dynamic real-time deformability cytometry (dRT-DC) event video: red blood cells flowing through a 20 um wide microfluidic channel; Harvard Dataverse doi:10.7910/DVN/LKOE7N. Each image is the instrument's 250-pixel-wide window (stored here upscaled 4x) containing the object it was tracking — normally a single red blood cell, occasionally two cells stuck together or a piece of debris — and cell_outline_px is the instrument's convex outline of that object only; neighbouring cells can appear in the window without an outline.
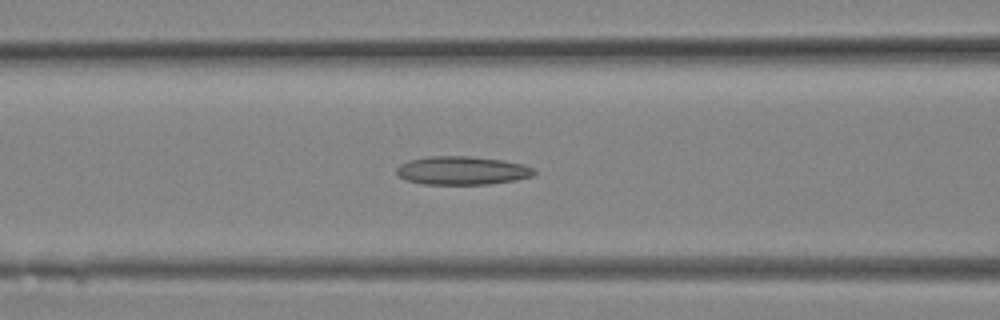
{"species": "Egyptian fruit bat (a non-hibernating species)", "species_latin": "Rousettus aegyptiacus", "temperature_condition": "room temperature", "stored_images_in_passage": 12, "camera_frame_rate_fps": 3000, "um_per_image_px": 0.085, "animal": {"sex": "female"}, "frame": {"image": 1, "passage_image": 10, "time_ms": 3.0, "image_size_px": [1000, 320], "cell_outline_px": [[536, 172], [532, 176], [516, 180], [488, 184], [424, 184], [404, 180], [396, 172], [396, 168], [400, 164], [408, 160], [428, 156], [472, 156], [504, 160], [524, 164], [536, 168]], "centroid_in_image_um": [39.3, 14.49], "position_along_channel_um": 127.3, "area_um2": 23.06}}
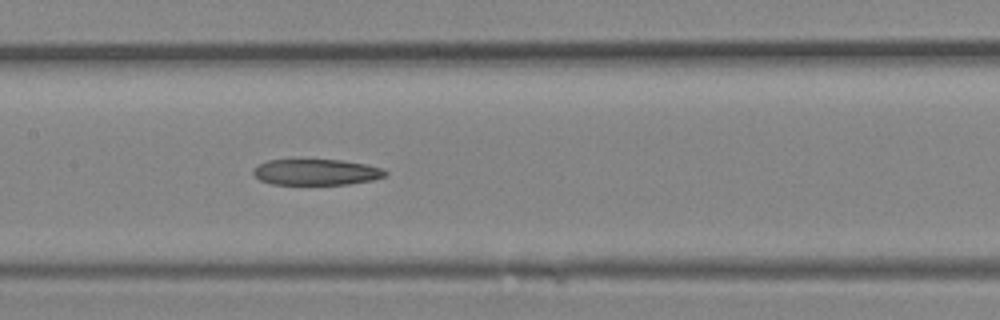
{"frame": {"image": 2, "passage_image": 12, "time_ms": 3.667, "image_size_px": [1000, 320], "cell_outline_px": [[388, 176], [372, 180], [348, 184], [272, 184], [260, 180], [252, 172], [252, 168], [268, 160], [340, 160], [364, 164], [384, 168], [388, 172]], "centroid_in_image_um": [26.91, 14.63], "position_along_channel_um": 180.5, "area_um2": 19.94}}